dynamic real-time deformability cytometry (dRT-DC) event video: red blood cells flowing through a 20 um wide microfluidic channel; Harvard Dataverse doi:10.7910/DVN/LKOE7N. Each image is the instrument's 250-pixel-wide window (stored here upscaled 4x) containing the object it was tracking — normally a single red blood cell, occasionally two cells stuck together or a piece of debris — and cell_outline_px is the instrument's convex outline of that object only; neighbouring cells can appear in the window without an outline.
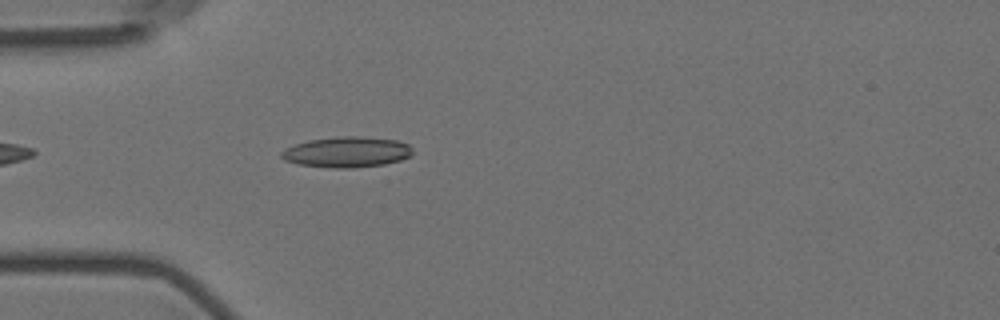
{"species": "Egyptian fruit bat (a non-hibernating species)", "species_latin": "Rousettus aegyptiacus", "temperature_condition": "room temperature", "stored_images_in_passage": 22, "camera_frame_rate_fps": 3000, "um_per_image_px": 0.085, "animal": {"sex": "female"}, "frame": {"image": 1, "passage_image": 5, "time_ms": 1.333, "image_size_px": [1000, 320], "cell_outline_px": [[412, 152], [408, 156], [400, 160], [384, 164], [352, 168], [332, 168], [300, 164], [284, 160], [280, 156], [280, 152], [284, 148], [308, 140], [336, 136], [360, 136], [396, 140], [408, 144], [412, 148]], "centroid_in_image_um": [29.45, 12.92], "position_along_channel_um": 55.6, "area_um2": 23.41}}
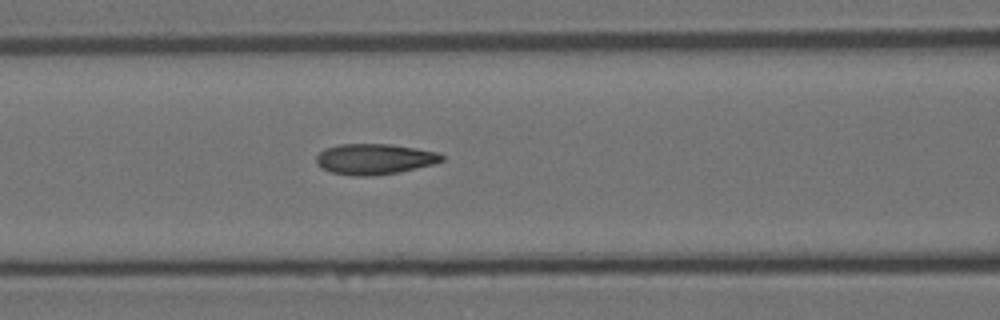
{"frame": {"image": 2, "passage_image": 12, "time_ms": 3.667, "image_size_px": [1000, 320], "cell_outline_px": [[444, 160], [436, 164], [396, 172], [372, 176], [352, 176], [332, 172], [320, 168], [316, 164], [316, 156], [324, 148], [340, 144], [392, 144], [416, 148], [436, 152], [444, 156]], "centroid_in_image_um": [31.81, 13.52], "position_along_channel_um": 134.8, "area_um2": 22.54}}
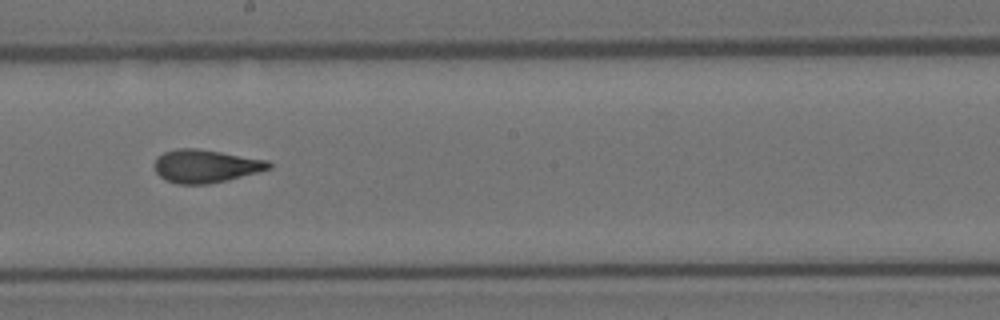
{"frame": {"image": 3, "passage_image": 20, "time_ms": 6.333, "image_size_px": [1000, 320], "cell_outline_px": [[272, 168], [228, 180], [208, 184], [176, 184], [164, 180], [156, 172], [156, 156], [164, 152], [176, 148], [196, 148], [268, 160], [272, 164]], "centroid_in_image_um": [17.47, 14.12], "position_along_channel_um": 230.7, "area_um2": 22.02}}